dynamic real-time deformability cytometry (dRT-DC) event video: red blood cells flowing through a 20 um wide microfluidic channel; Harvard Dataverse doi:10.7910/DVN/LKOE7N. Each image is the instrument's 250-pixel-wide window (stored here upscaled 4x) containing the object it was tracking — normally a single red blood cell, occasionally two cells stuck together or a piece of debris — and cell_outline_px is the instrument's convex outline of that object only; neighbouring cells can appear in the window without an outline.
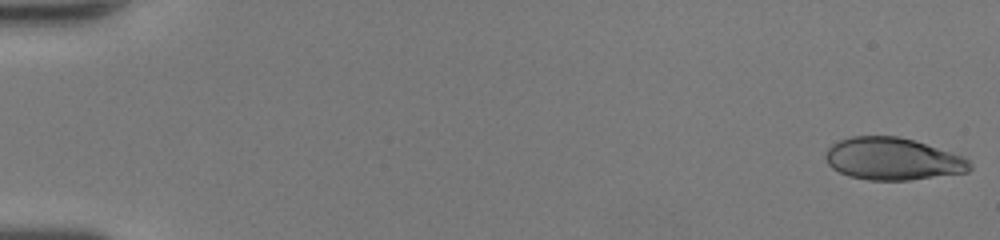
{"species": "human", "species_latin": "Homo sapiens", "temperature_condition": "room temperature", "stored_images_in_passage": 46, "camera_frame_rate_fps": 3000, "um_per_image_px": 0.085, "donor": {"sex": "female"}, "frame": {"image": 1, "passage_image": 1, "time_ms": 0.0, "image_size_px": [1000, 240], "cell_outline_px": [[972, 168], [968, 172], [908, 180], [868, 180], [848, 176], [832, 168], [828, 164], [824, 156], [828, 148], [832, 144], [840, 140], [852, 136], [900, 136], [964, 156], [972, 164]], "centroid_in_image_um": [75.87, 13.51], "position_along_channel_um": 9.1, "area_um2": 35.55}}
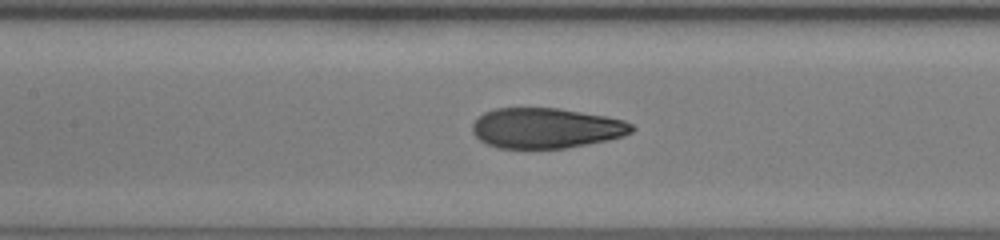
{"frame": {"image": 2, "passage_image": 24, "time_ms": 7.667, "image_size_px": [1000, 240], "cell_outline_px": [[636, 128], [632, 132], [624, 136], [608, 140], [564, 148], [496, 148], [480, 140], [472, 132], [472, 124], [484, 112], [496, 108], [556, 108], [608, 116], [624, 120], [632, 124]], "centroid_in_image_um": [46.44, 10.88], "position_along_channel_um": 161.0, "area_um2": 37.45}}
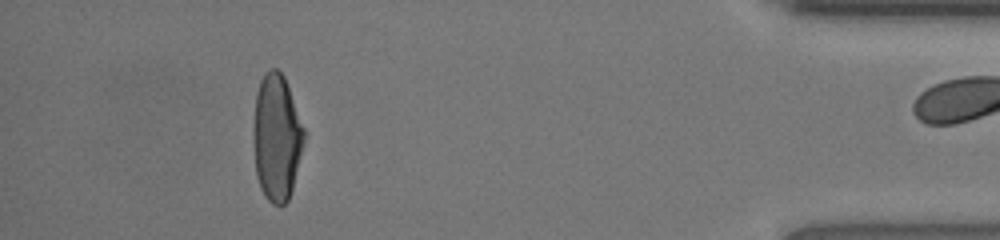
{"frame": {"image": 3, "passage_image": 45, "time_ms": 14.667, "image_size_px": [1000, 240], "cell_outline_px": [[304, 140], [292, 188], [288, 200], [284, 204], [272, 204], [264, 196], [260, 188], [256, 176], [252, 136], [252, 132], [256, 92], [260, 80], [264, 72], [268, 68], [276, 68], [284, 76], [304, 128]], "centroid_in_image_um": [23.47, 11.66], "position_along_channel_um": 411.7, "area_um2": 37.45}}